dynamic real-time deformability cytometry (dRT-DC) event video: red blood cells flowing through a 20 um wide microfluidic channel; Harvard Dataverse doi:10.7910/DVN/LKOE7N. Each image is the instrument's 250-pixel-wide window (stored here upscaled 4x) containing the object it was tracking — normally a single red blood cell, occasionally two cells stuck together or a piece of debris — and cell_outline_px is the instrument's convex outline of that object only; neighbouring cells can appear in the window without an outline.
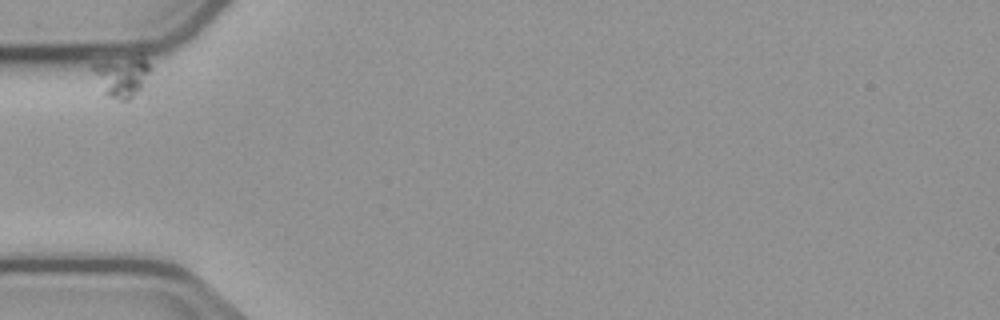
{"species": "common noctule bat (a hibernating species)", "species_latin": "Nyctalus noctula", "temperature_condition": "cold", "stored_images_in_passage": 4, "camera_frame_rate_fps": 3000, "um_per_image_px": 0.085, "animal": {"sex": "male", "body_mass_g": 23.1, "forearm_length_mm": 52.7}, "frame": {"image": 1, "passage_image": 1, "time_ms": 0.0, "image_size_px": [1000, 320], "cell_outline_px": [[152, 68], [140, 88], [128, 100], [120, 100], [104, 96], [92, 68], [92, 64], [128, 60], [144, 60]], "centroid_in_image_um": [10.31, 6.6], "position_along_channel_um": 74.7, "area_um2": 12.37}}
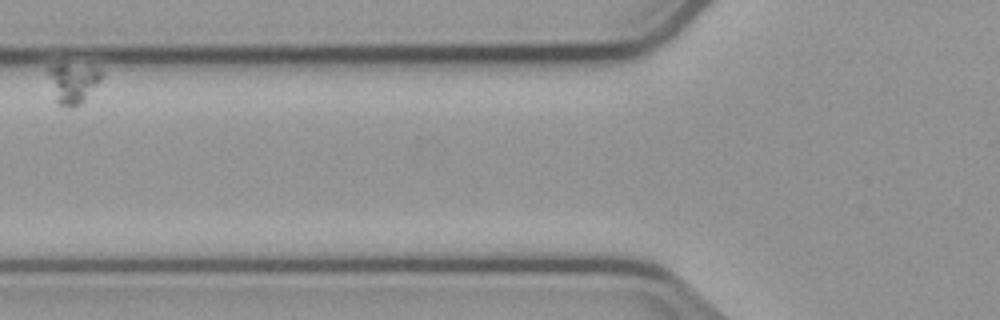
{"frame": {"image": 2, "passage_image": 3, "time_ms": 2.333, "image_size_px": [1000, 320], "cell_outline_px": [[104, 72], [100, 80], [84, 100], [76, 108], [68, 108], [56, 104], [48, 72], [48, 68], [56, 64], [64, 64], [92, 68]], "centroid_in_image_um": [6.17, 7.1], "position_along_channel_um": 119.6, "area_um2": 12.2}}